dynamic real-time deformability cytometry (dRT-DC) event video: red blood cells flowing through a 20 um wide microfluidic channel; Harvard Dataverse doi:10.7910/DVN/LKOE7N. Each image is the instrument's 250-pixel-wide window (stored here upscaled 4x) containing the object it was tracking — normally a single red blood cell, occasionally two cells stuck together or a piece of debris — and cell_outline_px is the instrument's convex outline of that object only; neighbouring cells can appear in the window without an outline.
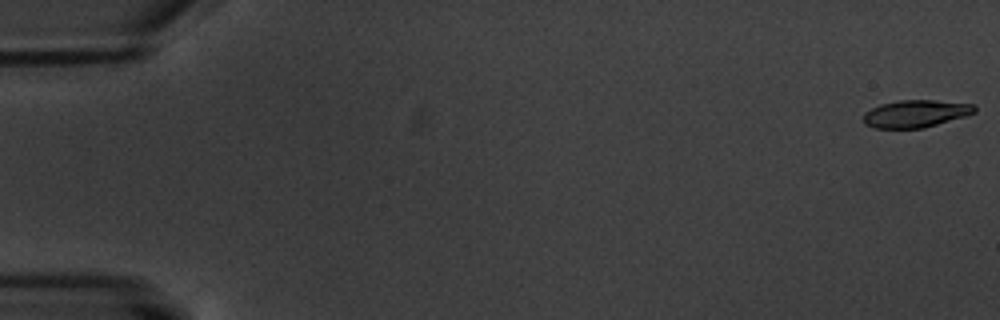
{"species": "common noctule bat (a hibernating species)", "species_latin": "Nyctalus noctula", "temperature_condition": "warm", "stored_images_in_passage": 6, "camera_frame_rate_fps": 3000, "um_per_image_px": 0.085, "animal": {"sex": "male", "body_mass_g": 20.1, "forearm_length_mm": 53.5}, "frame": {"image": 1, "passage_image": 1, "time_ms": 0.0, "image_size_px": [1000, 320], "cell_outline_px": [[976, 112], [968, 116], [924, 128], [872, 128], [864, 124], [864, 112], [880, 104], [900, 100], [932, 100], [976, 104]], "centroid_in_image_um": [77.87, 9.66], "position_along_channel_um": 7.1, "area_um2": 17.98}}
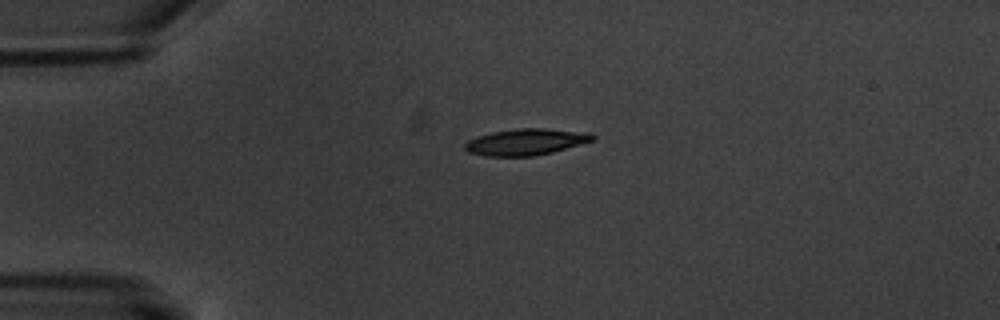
{"frame": {"image": 2, "passage_image": 5, "time_ms": 4.667, "image_size_px": [1000, 320], "cell_outline_px": [[596, 136], [592, 140], [580, 144], [552, 152], [532, 156], [484, 156], [468, 152], [464, 148], [464, 144], [468, 140], [492, 132], [516, 128], [544, 128], [592, 132]], "centroid_in_image_um": [44.71, 12.05], "position_along_channel_um": 40.3, "area_um2": 19.65}}